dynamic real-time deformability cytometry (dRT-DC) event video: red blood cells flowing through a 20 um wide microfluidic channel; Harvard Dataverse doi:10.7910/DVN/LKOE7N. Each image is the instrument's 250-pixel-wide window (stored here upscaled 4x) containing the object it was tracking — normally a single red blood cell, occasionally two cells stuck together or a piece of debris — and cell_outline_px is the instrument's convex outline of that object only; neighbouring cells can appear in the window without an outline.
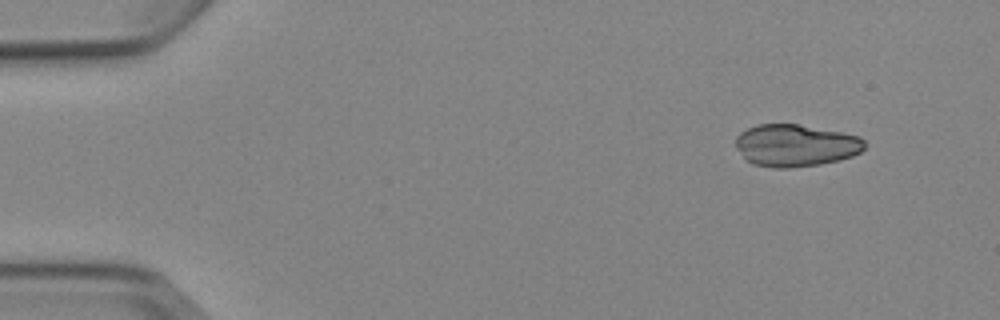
{"species": "Egyptian fruit bat (a non-hibernating species)", "species_latin": "Rousettus aegyptiacus", "temperature_condition": "cold", "stored_images_in_passage": 5, "camera_frame_rate_fps": 3000, "um_per_image_px": 0.085, "animal": {"sex": "female"}, "frame": {"image": 1, "passage_image": 2, "time_ms": 1.333, "image_size_px": [1000, 320], "cell_outline_px": [[868, 144], [860, 152], [852, 156], [840, 160], [820, 164], [792, 168], [772, 168], [752, 164], [736, 148], [736, 136], [740, 132], [756, 124], [796, 124], [840, 132], [860, 136]], "centroid_in_image_um": [67.63, 12.37], "position_along_channel_um": 17.4, "area_um2": 31.79}}
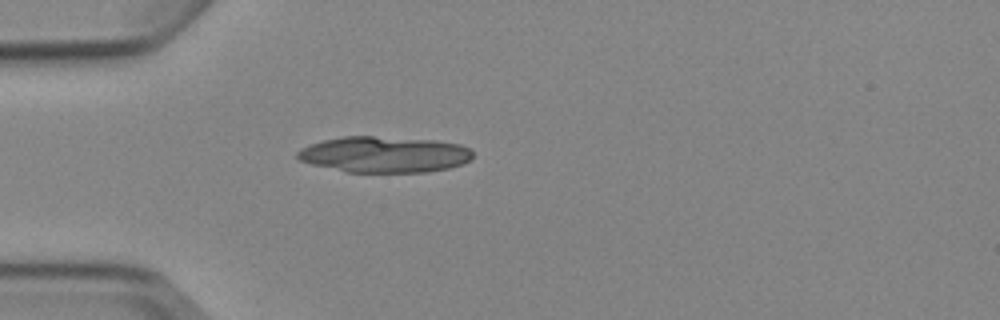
{"frame": {"image": 2, "passage_image": 5, "time_ms": 4.667, "image_size_px": [1000, 320], "cell_outline_px": [[472, 156], [464, 164], [448, 168], [428, 172], [344, 172], [312, 164], [300, 160], [296, 156], [296, 152], [300, 148], [324, 140], [344, 136], [372, 136], [436, 140], [460, 144], [468, 148], [472, 152]], "centroid_in_image_um": [32.66, 13.13], "position_along_channel_um": 52.3, "area_um2": 36.88}}